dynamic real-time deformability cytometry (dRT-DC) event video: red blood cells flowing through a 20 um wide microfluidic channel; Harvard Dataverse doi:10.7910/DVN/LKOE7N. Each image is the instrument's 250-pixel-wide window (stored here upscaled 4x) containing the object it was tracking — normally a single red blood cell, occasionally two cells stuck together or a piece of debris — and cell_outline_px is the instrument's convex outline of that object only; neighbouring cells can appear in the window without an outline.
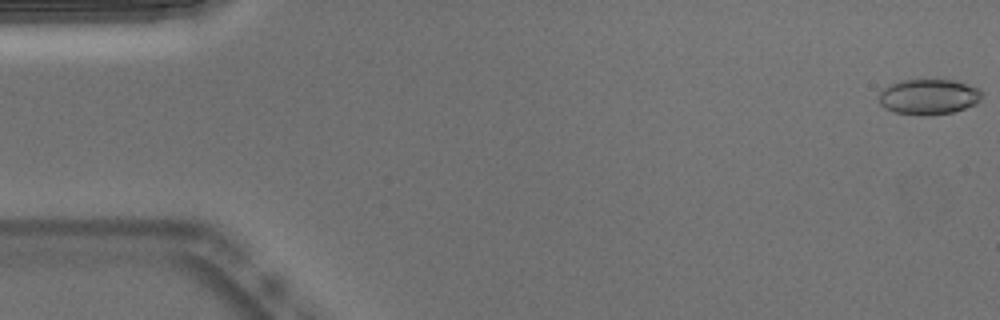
{"species": "Egyptian fruit bat (a non-hibernating species)", "species_latin": "Rousettus aegyptiacus", "temperature_condition": "warm", "stored_images_in_passage": 20, "camera_frame_rate_fps": 3000, "um_per_image_px": 0.085, "animal": {"sex": "male"}, "frame": {"image": 1, "passage_image": 1, "time_ms": 0.0, "image_size_px": [1000, 320], "cell_outline_px": [[984, 92], [980, 100], [976, 104], [952, 112], [928, 116], [920, 116], [896, 112], [884, 108], [880, 104], [876, 96], [884, 88], [900, 80], [956, 80], [980, 88]], "centroid_in_image_um": [78.95, 8.23], "position_along_channel_um": 6.1, "area_um2": 21.62}}
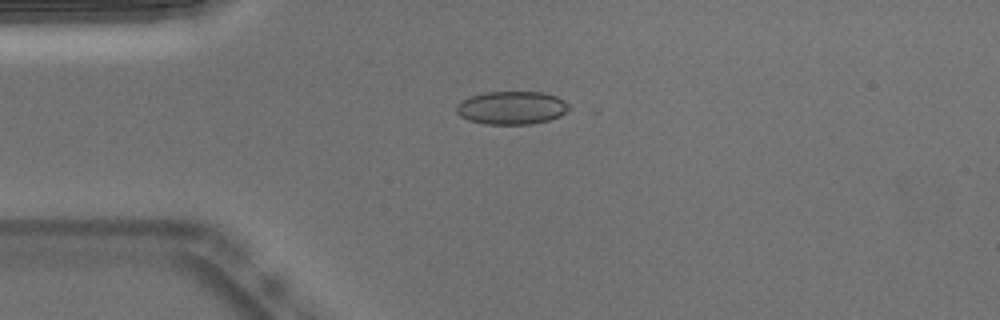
{"frame": {"image": 2, "passage_image": 13, "time_ms": 4.0, "image_size_px": [1000, 320], "cell_outline_px": [[568, 108], [560, 116], [548, 120], [532, 124], [484, 124], [468, 120], [460, 116], [456, 112], [456, 104], [472, 96], [484, 92], [544, 92], [556, 96], [564, 100], [568, 104]], "centroid_in_image_um": [43.47, 9.16], "position_along_channel_um": 41.5, "area_um2": 21.68}}